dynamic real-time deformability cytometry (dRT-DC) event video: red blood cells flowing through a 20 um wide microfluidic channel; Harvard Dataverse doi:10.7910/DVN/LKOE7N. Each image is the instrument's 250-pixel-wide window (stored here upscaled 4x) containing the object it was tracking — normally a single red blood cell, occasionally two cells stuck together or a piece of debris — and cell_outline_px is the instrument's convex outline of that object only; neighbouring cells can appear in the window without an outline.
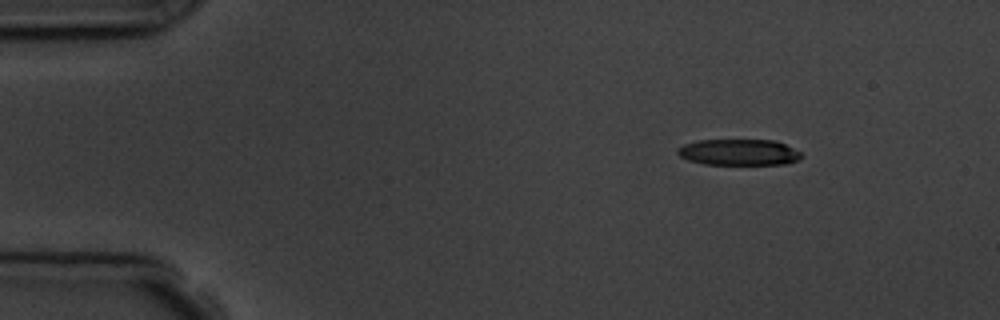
{"species": "common noctule bat (a hibernating species)", "species_latin": "Nyctalus noctula", "temperature_condition": "room temperature", "stored_images_in_passage": 14, "camera_frame_rate_fps": 3000, "um_per_image_px": 0.085, "animal": {"sex": "male", "body_mass_g": 19.5, "forearm_length_mm": 54.6}, "frame": {"image": 1, "passage_image": 1, "time_ms": 0.0, "image_size_px": [1000, 320], "cell_outline_px": [[800, 160], [784, 164], [704, 164], [688, 160], [680, 156], [676, 152], [676, 148], [684, 144], [696, 140], [776, 140], [800, 152]], "centroid_in_image_um": [62.76, 12.93], "position_along_channel_um": 22.2, "area_um2": 18.84}}
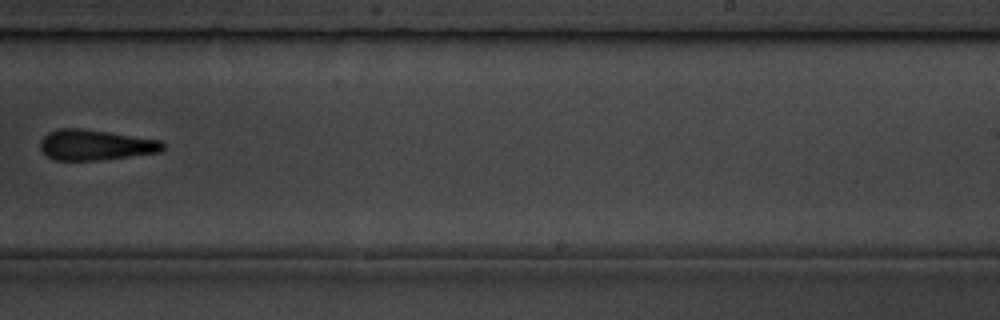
{"frame": {"image": 2, "passage_image": 8, "time_ms": 9.0, "image_size_px": [1000, 320], "cell_outline_px": [[164, 148], [160, 152], [100, 160], [56, 160], [48, 156], [40, 148], [40, 140], [48, 132], [56, 128], [80, 128], [108, 132], [160, 140], [164, 144]], "centroid_in_image_um": [8.08, 12.31], "position_along_channel_um": 280.9, "area_um2": 21.68}}
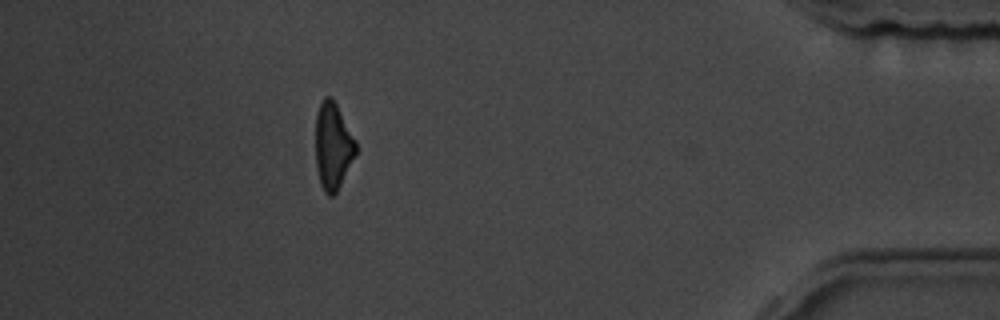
{"frame": {"image": 3, "passage_image": 12, "time_ms": 13.667, "image_size_px": [1000, 320], "cell_outline_px": [[356, 152], [336, 192], [332, 196], [328, 196], [324, 192], [320, 184], [316, 168], [316, 116], [320, 104], [324, 96], [332, 96], [356, 140]], "centroid_in_image_um": [28.28, 12.39], "position_along_channel_um": 406.9, "area_um2": 20.17}, "authors_computed_cell_mechanics": {"area_um2": 21.5594, "velocity_mm_per_s": 3.7939, "shape_relaxation_time_tau1_ms": 2.1034, "shape_relaxation_time_tau2_ms": 5.8281, "deformation_change_tau1": 0.1095, "deformation_change_tau2": 0.1826}}